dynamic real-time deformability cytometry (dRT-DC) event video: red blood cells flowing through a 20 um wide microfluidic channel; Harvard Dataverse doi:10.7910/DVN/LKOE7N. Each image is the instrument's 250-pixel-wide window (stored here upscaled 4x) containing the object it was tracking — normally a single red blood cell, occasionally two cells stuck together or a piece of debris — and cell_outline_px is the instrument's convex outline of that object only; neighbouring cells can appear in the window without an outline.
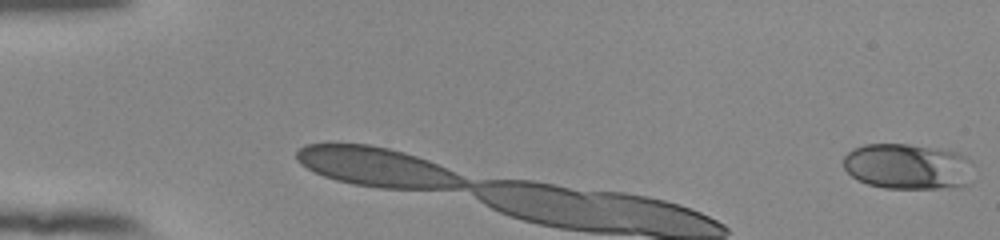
{"species": "human", "species_latin": "Homo sapiens", "temperature_condition": "room temperature", "stored_images_in_passage": 6, "camera_frame_rate_fps": 3000, "um_per_image_px": 0.085, "donor": {"sex": "female"}, "frame": {"image": 1, "passage_image": 1, "time_ms": 0.0, "image_size_px": [1000, 240], "cell_outline_px": [[972, 164], [968, 184], [960, 188], [884, 188], [868, 184], [856, 180], [844, 168], [844, 156], [852, 148], [864, 144], [908, 144], [956, 152], [972, 160]], "centroid_in_image_um": [77.14, 14.16], "position_along_channel_um": 7.9, "area_um2": 34.8}}